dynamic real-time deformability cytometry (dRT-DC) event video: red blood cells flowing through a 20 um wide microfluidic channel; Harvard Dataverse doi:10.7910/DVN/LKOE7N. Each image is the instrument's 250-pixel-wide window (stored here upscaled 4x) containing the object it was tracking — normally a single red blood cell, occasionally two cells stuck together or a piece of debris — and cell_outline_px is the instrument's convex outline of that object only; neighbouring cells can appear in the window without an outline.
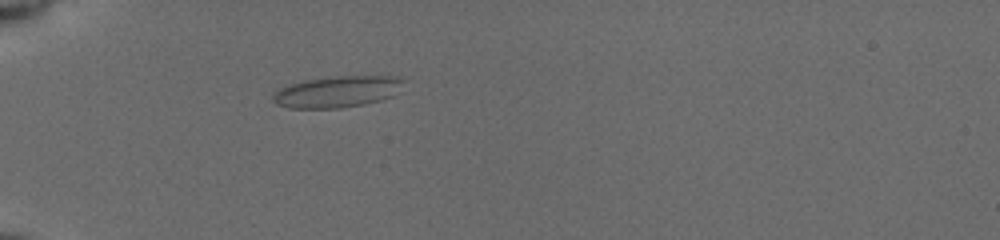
{"species": "common noctule bat (a hibernating species)", "species_latin": "Nyctalus noctula", "temperature_condition": "cold", "stored_images_in_passage": 39, "camera_frame_rate_fps": 3000, "um_per_image_px": 0.085, "animal": {"sex": "female", "body_mass_g": 19.5, "forearm_length_mm": 54.1}, "frame": {"image": 1, "passage_image": 3, "time_ms": 0.667, "image_size_px": [1000, 240], "cell_outline_px": [[400, 80], [392, 96], [380, 100], [364, 104], [340, 108], [288, 108], [276, 104], [272, 100], [272, 96], [276, 92], [292, 84], [308, 80], [336, 76], [388, 76]], "centroid_in_image_um": [28.57, 7.82], "position_along_channel_um": 56.4, "area_um2": 23.0}}
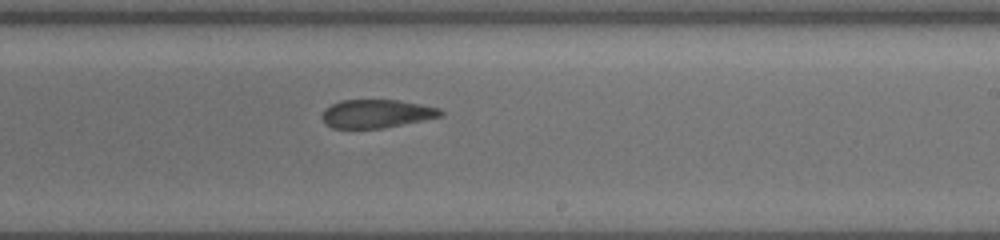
{"frame": {"image": 2, "passage_image": 20, "time_ms": 6.333, "image_size_px": [1000, 240], "cell_outline_px": [[444, 112], [440, 116], [380, 128], [332, 128], [324, 124], [324, 108], [340, 100], [400, 100], [440, 108]], "centroid_in_image_um": [31.97, 9.65], "position_along_channel_um": 257.0, "area_um2": 19.25}}
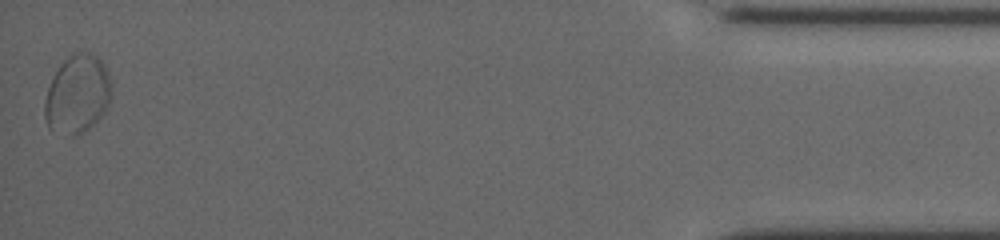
{"frame": {"image": 3, "passage_image": 39, "time_ms": 12.667, "image_size_px": [1000, 240], "cell_outline_px": [[108, 100], [104, 112], [88, 128], [72, 136], [68, 136], [48, 128], [44, 116], [44, 104], [48, 88], [60, 64], [68, 56], [76, 52], [88, 52], [96, 56], [104, 64], [108, 76]], "centroid_in_image_um": [6.52, 8.01], "position_along_channel_um": 428.7, "area_um2": 29.65}, "authors_computed_cell_mechanics": {"area_um2": 20.9814, "velocity_mm_per_s": 3.8837, "shape_relaxation_time_tau1_ms": null, "shape_relaxation_time_tau2_ms": 1.9675, "deformation_change_tau1": null, "deformation_change_tau2": 0.0564}}